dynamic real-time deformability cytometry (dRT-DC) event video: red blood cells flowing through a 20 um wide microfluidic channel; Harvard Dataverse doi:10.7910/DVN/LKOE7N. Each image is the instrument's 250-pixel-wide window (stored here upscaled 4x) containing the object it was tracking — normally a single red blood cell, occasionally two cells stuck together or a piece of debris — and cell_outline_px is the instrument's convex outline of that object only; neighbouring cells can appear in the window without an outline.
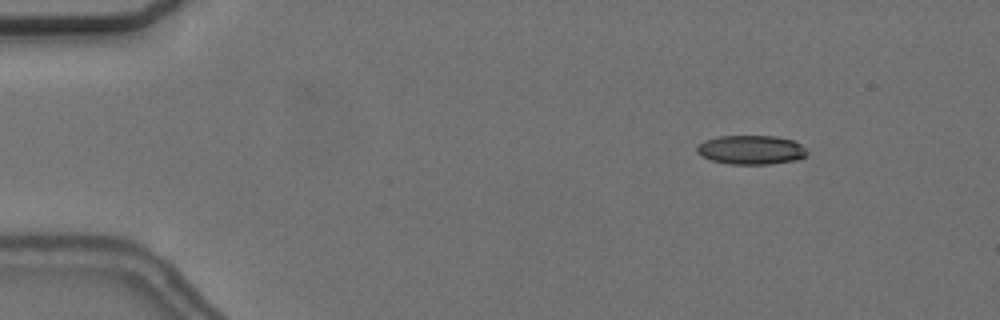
{"species": "common noctule bat (a hibernating species)", "species_latin": "Nyctalus noctula", "temperature_condition": "cold", "stored_images_in_passage": 52, "camera_frame_rate_fps": 3000, "um_per_image_px": 0.085, "animal": {"sex": "female", "body_mass_g": 24.6, "forearm_length_mm": 56.2}, "frame": {"image": 1, "passage_image": 3, "time_ms": 0.667, "image_size_px": [1000, 320], "cell_outline_px": [[808, 152], [800, 160], [768, 164], [728, 164], [712, 160], [696, 152], [696, 148], [704, 140], [720, 136], [776, 136], [792, 140], [800, 144]], "centroid_in_image_um": [63.86, 12.74], "position_along_channel_um": 21.1, "area_um2": 18.61}}
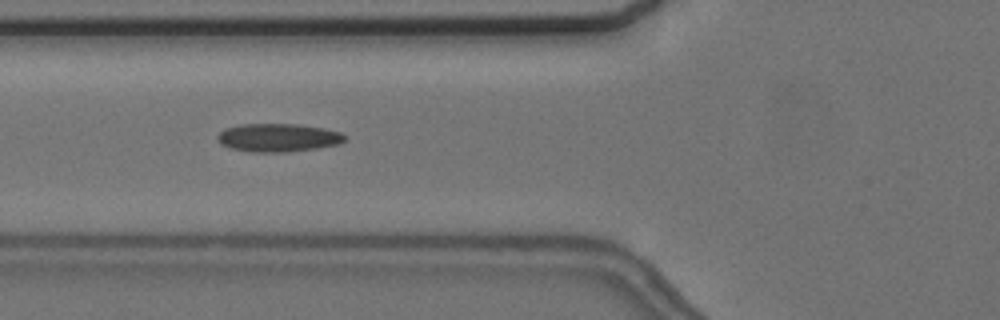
{"frame": {"image": 2, "passage_image": 17, "time_ms": 5.333, "image_size_px": [1000, 320], "cell_outline_px": [[348, 136], [340, 144], [316, 148], [284, 152], [252, 152], [232, 148], [220, 144], [216, 136], [224, 128], [240, 124], [296, 124], [324, 128], [340, 132]], "centroid_in_image_um": [23.64, 11.69], "position_along_channel_um": 102.2, "area_um2": 20.98}}
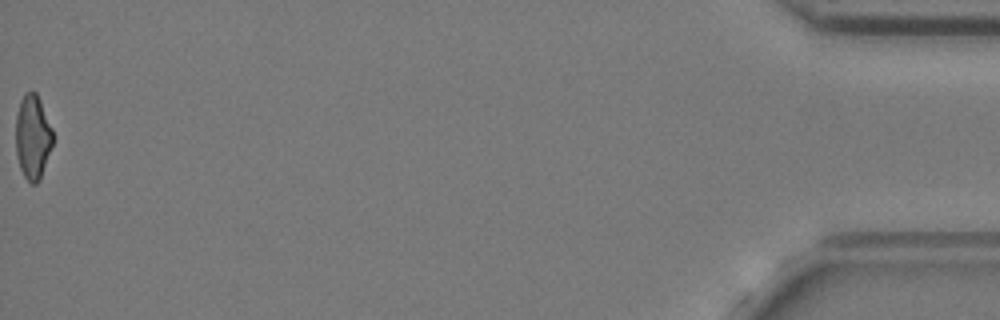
{"frame": {"image": 3, "passage_image": 52, "time_ms": 17.0, "image_size_px": [1000, 320], "cell_outline_px": [[52, 144], [40, 180], [36, 184], [32, 184], [24, 176], [20, 168], [16, 152], [16, 116], [20, 100], [24, 92], [36, 92], [40, 100], [52, 128]], "centroid_in_image_um": [2.77, 11.63], "position_along_channel_um": 432.4, "area_um2": 18.09}, "authors_computed_cell_mechanics": {"area_um2": 19.6809, "velocity_mm_per_s": 3.6944, "shape_relaxation_time_tau1_ms": 8.7473, "shape_relaxation_time_tau2_ms": 3.6537, "deformation_change_tau1": 0.1558, "deformation_change_tau2": 0.1247}}